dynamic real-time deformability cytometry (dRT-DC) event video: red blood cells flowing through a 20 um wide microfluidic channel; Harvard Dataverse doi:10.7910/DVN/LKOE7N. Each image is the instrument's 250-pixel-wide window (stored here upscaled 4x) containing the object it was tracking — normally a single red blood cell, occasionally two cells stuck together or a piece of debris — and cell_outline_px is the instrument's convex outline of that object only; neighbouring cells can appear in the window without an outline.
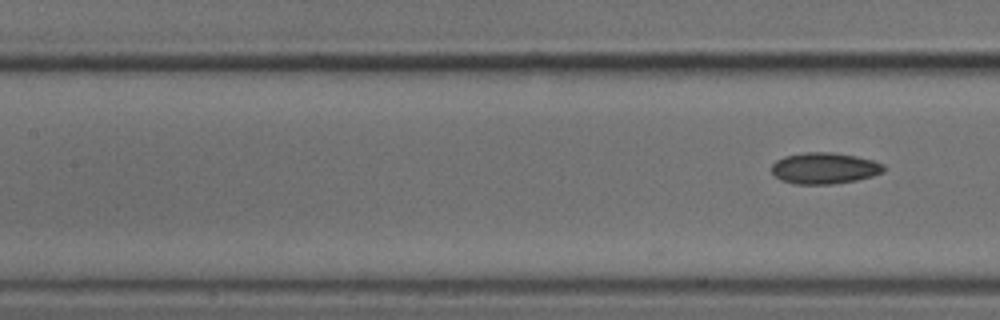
{"species": "common noctule bat (a hibernating species)", "species_latin": "Nyctalus noctula", "temperature_condition": "cold", "stored_images_in_passage": 10, "camera_frame_rate_fps": 3000, "um_per_image_px": 0.085, "animal": {"sex": "male", "body_mass_g": 18.8}, "frame": {"image": 1, "passage_image": 10, "time_ms": 3.0, "image_size_px": [1000, 320], "cell_outline_px": [[884, 172], [872, 176], [856, 180], [832, 184], [796, 184], [780, 180], [772, 172], [772, 164], [776, 160], [784, 156], [804, 152], [832, 152], [856, 156], [872, 160], [884, 164]], "centroid_in_image_um": [70.07, 14.29], "position_along_channel_um": 137.3, "area_um2": 20.46}}